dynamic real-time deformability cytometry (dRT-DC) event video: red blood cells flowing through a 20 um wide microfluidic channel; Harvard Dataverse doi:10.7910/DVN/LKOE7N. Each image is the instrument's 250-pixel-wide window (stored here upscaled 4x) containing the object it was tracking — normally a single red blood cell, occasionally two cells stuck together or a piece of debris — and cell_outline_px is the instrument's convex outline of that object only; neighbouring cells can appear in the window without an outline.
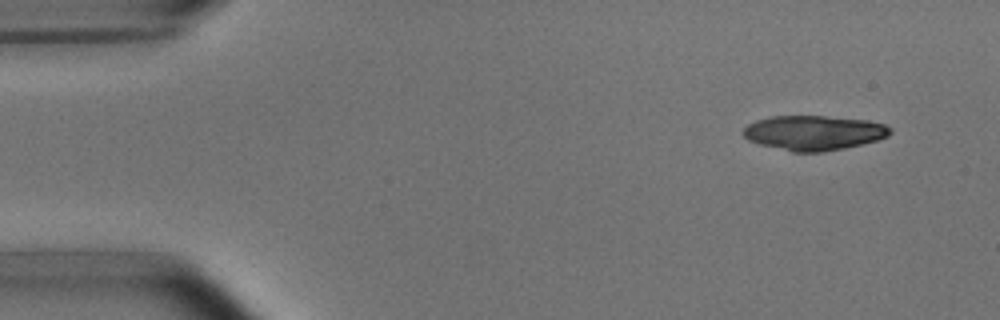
{"species": "common noctule bat (a hibernating species)", "species_latin": "Nyctalus noctula", "temperature_condition": "room temperature", "stored_images_in_passage": 5, "camera_frame_rate_fps": 3000, "um_per_image_px": 0.085, "animal": {"sex": "male", "body_mass_g": 15.6}, "frame": {"image": 1, "passage_image": 2, "time_ms": 1.0, "image_size_px": [1000, 320], "cell_outline_px": [[892, 132], [888, 136], [876, 140], [844, 148], [820, 152], [792, 152], [760, 144], [748, 140], [744, 136], [744, 128], [748, 124], [756, 120], [768, 116], [824, 116], [868, 120], [884, 124], [892, 128]], "centroid_in_image_um": [69.17, 11.28], "position_along_channel_um": 15.8, "area_um2": 29.65}}